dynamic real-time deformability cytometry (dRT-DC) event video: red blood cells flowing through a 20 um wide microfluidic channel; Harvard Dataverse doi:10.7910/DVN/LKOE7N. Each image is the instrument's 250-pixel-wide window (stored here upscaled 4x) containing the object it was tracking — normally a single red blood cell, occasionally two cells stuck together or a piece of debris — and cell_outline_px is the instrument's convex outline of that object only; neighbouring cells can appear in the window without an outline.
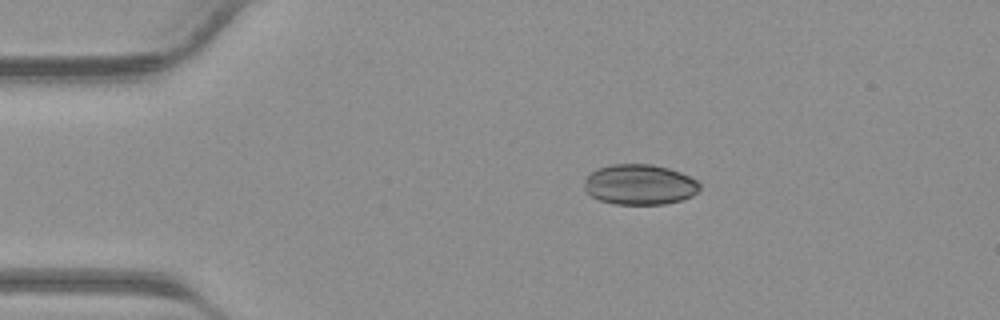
{"species": "common noctule bat (a hibernating species)", "species_latin": "Nyctalus noctula", "temperature_condition": "warm", "stored_images_in_passage": 6, "camera_frame_rate_fps": 3000, "um_per_image_px": 0.085, "animal": {"sex": "male", "body_mass_g": 23.1, "forearm_length_mm": 52.7}, "frame": {"image": 1, "passage_image": 1, "time_ms": 0.0, "image_size_px": [1000, 320], "cell_outline_px": [[700, 188], [692, 196], [680, 200], [664, 204], [616, 204], [600, 200], [592, 196], [584, 188], [584, 180], [596, 168], [612, 164], [652, 164], [668, 168], [680, 172], [696, 180], [700, 184]], "centroid_in_image_um": [54.36, 15.68], "position_along_channel_um": 30.6, "area_um2": 27.05}}